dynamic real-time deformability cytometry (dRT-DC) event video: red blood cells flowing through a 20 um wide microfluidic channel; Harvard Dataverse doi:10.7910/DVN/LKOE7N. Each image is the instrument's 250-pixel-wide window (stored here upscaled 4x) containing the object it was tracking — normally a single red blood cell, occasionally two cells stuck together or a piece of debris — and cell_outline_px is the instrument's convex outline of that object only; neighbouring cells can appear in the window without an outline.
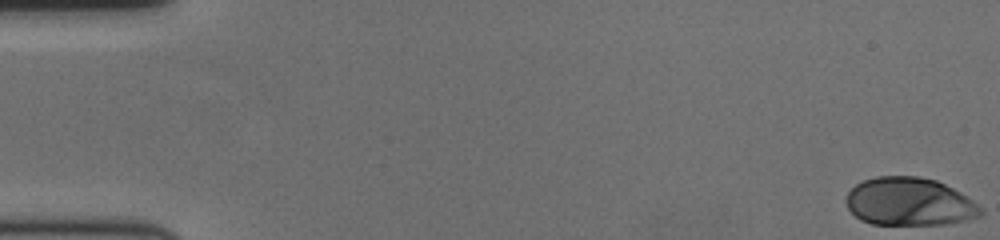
{"species": "human", "species_latin": "Homo sapiens", "temperature_condition": "cold", "stored_images_in_passage": 59, "camera_frame_rate_fps": 3000, "um_per_image_px": 0.085, "donor": {"sex": "female"}, "frame": {"image": 1, "passage_image": 1, "time_ms": 0.0, "image_size_px": [1000, 240], "cell_outline_px": [[984, 212], [980, 216], [964, 220], [944, 224], [872, 224], [860, 220], [848, 208], [844, 200], [848, 192], [856, 184], [864, 180], [876, 176], [920, 176], [936, 180], [960, 192], [972, 200]], "centroid_in_image_um": [77.27, 17.14], "position_along_channel_um": 7.7, "area_um2": 37.57}}
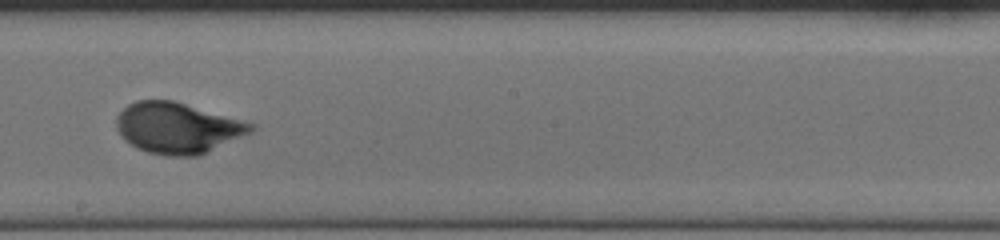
{"frame": {"image": 2, "passage_image": 34, "time_ms": 11.0, "image_size_px": [1000, 240], "cell_outline_px": [[256, 128], [252, 132], [200, 156], [164, 156], [148, 152], [136, 148], [124, 140], [116, 128], [116, 116], [128, 104], [136, 100], [172, 100], [256, 124]], "centroid_in_image_um": [15.09, 10.89], "position_along_channel_um": 233.1, "area_um2": 40.06}}
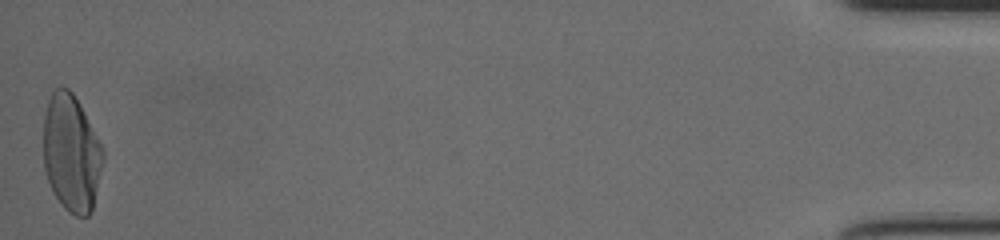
{"frame": {"image": 3, "passage_image": 59, "time_ms": 19.333, "image_size_px": [1000, 240], "cell_outline_px": [[104, 160], [92, 212], [88, 216], [76, 216], [68, 212], [64, 208], [56, 196], [48, 180], [44, 168], [44, 116], [48, 100], [52, 92], [60, 84], [68, 88], [72, 92], [80, 104], [104, 148]], "centroid_in_image_um": [6.09, 13.0], "position_along_channel_um": 429.1, "area_um2": 40.98}, "authors_computed_cell_mechanics": {"area_um2": 38.3214, "velocity_mm_per_s": 3.5042, "shape_relaxation_time_tau1_ms": 3.4674, "shape_relaxation_time_tau2_ms": null, "deformation_change_tau1": 0.1849, "deformation_change_tau2": null}}